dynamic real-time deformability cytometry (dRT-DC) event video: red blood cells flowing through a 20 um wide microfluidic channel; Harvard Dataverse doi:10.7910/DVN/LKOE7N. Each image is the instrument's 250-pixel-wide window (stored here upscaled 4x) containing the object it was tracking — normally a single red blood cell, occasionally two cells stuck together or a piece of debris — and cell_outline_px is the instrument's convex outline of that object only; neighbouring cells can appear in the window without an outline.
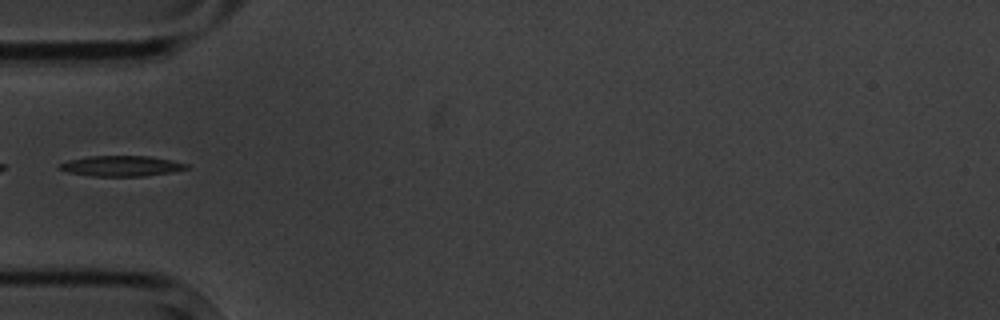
{"species": "common noctule bat (a hibernating species)", "species_latin": "Nyctalus noctula", "temperature_condition": "cold", "stored_images_in_passage": 7, "camera_frame_rate_fps": 3000, "um_per_image_px": 0.085, "animal": {"sex": "male", "body_mass_g": 20.1, "forearm_length_mm": 53.5}, "frame": {"image": 1, "passage_image": 5, "time_ms": 4.667, "image_size_px": [1000, 320], "cell_outline_px": [[188, 168], [172, 172], [144, 176], [92, 176], [68, 172], [56, 168], [56, 164], [68, 160], [88, 156], [148, 156], [172, 160], [188, 164]], "centroid_in_image_um": [10.26, 14.1], "position_along_channel_um": 74.7, "area_um2": 15.26}}
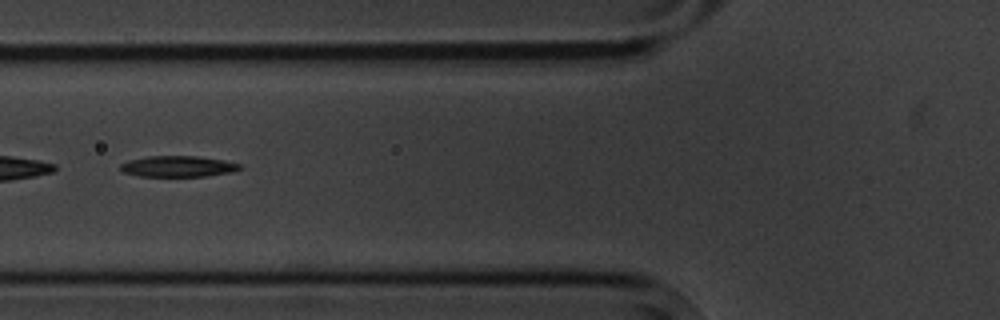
{"frame": {"image": 2, "passage_image": 6, "time_ms": 5.667, "image_size_px": [1000, 320], "cell_outline_px": [[244, 168], [232, 172], [204, 176], [136, 176], [124, 172], [120, 168], [120, 164], [128, 160], [148, 156], [196, 156], [224, 160], [240, 164]], "centroid_in_image_um": [15.13, 14.14], "position_along_channel_um": 110.7, "area_um2": 14.62}}
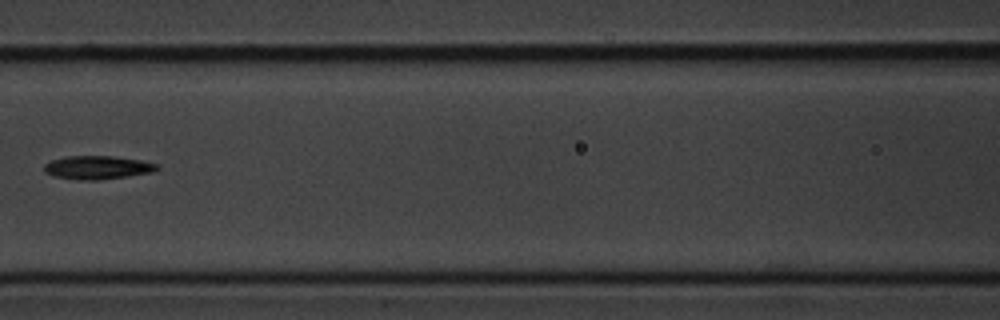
{"frame": {"image": 3, "passage_image": 7, "time_ms": 7.0, "image_size_px": [1000, 320], "cell_outline_px": [[160, 168], [152, 172], [128, 176], [100, 180], [84, 180], [52, 176], [44, 172], [44, 164], [52, 160], [68, 156], [112, 156], [140, 160], [160, 164]], "centroid_in_image_um": [8.3, 14.24], "position_along_channel_um": 158.3, "area_um2": 15.43}}